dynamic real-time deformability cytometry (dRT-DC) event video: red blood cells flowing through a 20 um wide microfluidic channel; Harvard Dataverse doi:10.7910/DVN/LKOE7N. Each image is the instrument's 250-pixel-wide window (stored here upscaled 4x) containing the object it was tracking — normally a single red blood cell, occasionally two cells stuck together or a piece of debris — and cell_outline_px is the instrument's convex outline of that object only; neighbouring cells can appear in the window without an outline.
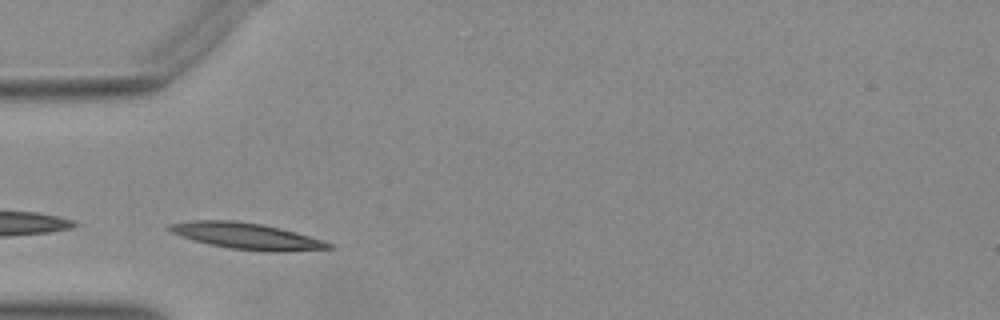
{"species": "Egyptian fruit bat (a non-hibernating species)", "species_latin": "Rousettus aegyptiacus", "temperature_condition": "warm", "stored_images_in_passage": 21, "camera_frame_rate_fps": 3000, "um_per_image_px": 0.085, "animal": {"sex": "female"}, "frame": {"image": 1, "passage_image": 3, "time_ms": 0.667, "image_size_px": [1000, 320], "cell_outline_px": [[332, 248], [284, 252], [268, 252], [228, 248], [208, 244], [192, 240], [180, 236], [164, 228], [168, 224], [192, 220], [232, 220], [260, 224], [280, 228], [324, 240], [332, 244]], "centroid_in_image_um": [20.92, 20.07], "position_along_channel_um": 64.1, "area_um2": 24.51}}
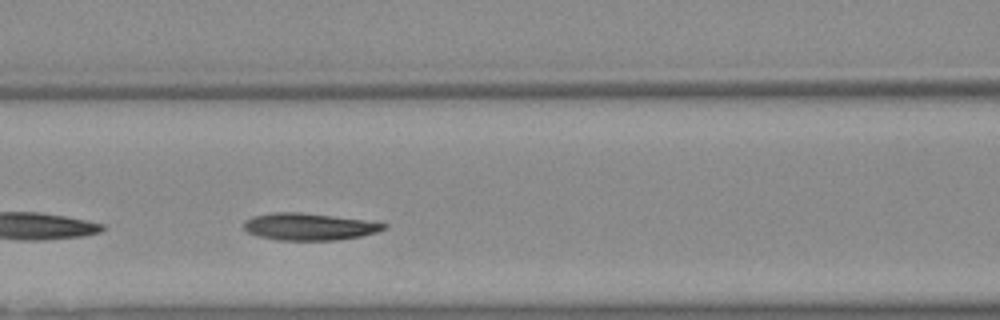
{"frame": {"image": 2, "passage_image": 9, "time_ms": 2.667, "image_size_px": [1000, 320], "cell_outline_px": [[388, 228], [376, 232], [360, 236], [336, 240], [276, 240], [256, 236], [248, 232], [244, 228], [244, 220], [252, 216], [272, 212], [300, 212], [364, 220], [388, 224]], "centroid_in_image_um": [26.23, 19.26], "position_along_channel_um": 140.4, "area_um2": 22.08}}
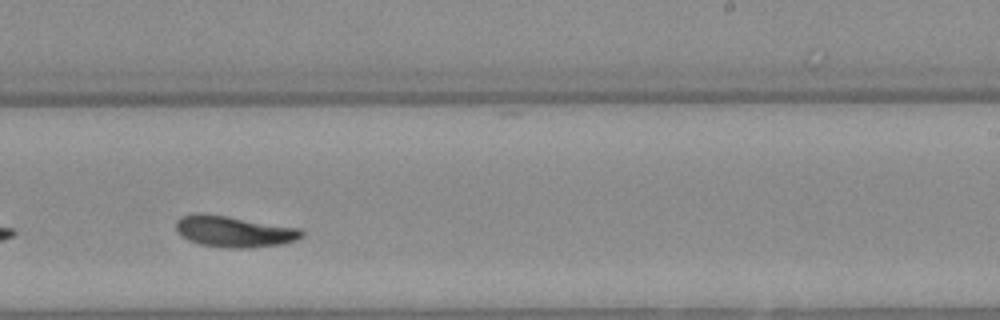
{"frame": {"image": 3, "passage_image": 19, "time_ms": 6.0, "image_size_px": [1000, 320], "cell_outline_px": [[304, 236], [296, 240], [284, 244], [248, 248], [228, 248], [200, 244], [188, 240], [180, 236], [176, 232], [176, 220], [180, 216], [196, 212], [224, 216], [300, 228], [304, 232]], "centroid_in_image_um": [19.86, 19.68], "position_along_channel_um": 269.1, "area_um2": 22.95}}